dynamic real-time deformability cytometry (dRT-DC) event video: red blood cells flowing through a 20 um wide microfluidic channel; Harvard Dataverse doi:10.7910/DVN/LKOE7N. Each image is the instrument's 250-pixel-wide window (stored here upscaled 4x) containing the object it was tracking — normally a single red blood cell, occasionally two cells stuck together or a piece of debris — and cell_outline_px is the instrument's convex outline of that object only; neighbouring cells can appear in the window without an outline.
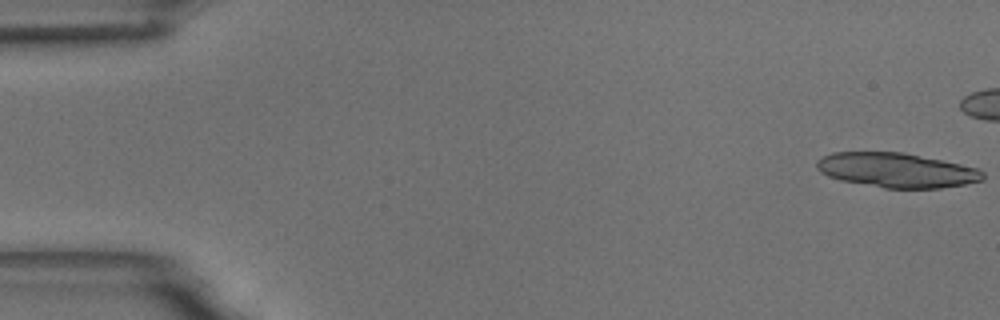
{"species": "common noctule bat (a hibernating species)", "species_latin": "Nyctalus noctula", "temperature_condition": "room temperature", "stored_images_in_passage": 16, "camera_frame_rate_fps": 3000, "um_per_image_px": 0.085, "animal": {"sex": "male", "body_mass_g": 18.8}, "frame": {"image": 1, "passage_image": 1, "time_ms": 0.0, "image_size_px": [1000, 320], "cell_outline_px": [[984, 180], [964, 184], [940, 188], [884, 188], [840, 180], [828, 176], [820, 172], [816, 168], [816, 160], [832, 152], [904, 152], [960, 164], [976, 168], [984, 172]], "centroid_in_image_um": [76.19, 14.46], "position_along_channel_um": 8.8, "area_um2": 33.47}}